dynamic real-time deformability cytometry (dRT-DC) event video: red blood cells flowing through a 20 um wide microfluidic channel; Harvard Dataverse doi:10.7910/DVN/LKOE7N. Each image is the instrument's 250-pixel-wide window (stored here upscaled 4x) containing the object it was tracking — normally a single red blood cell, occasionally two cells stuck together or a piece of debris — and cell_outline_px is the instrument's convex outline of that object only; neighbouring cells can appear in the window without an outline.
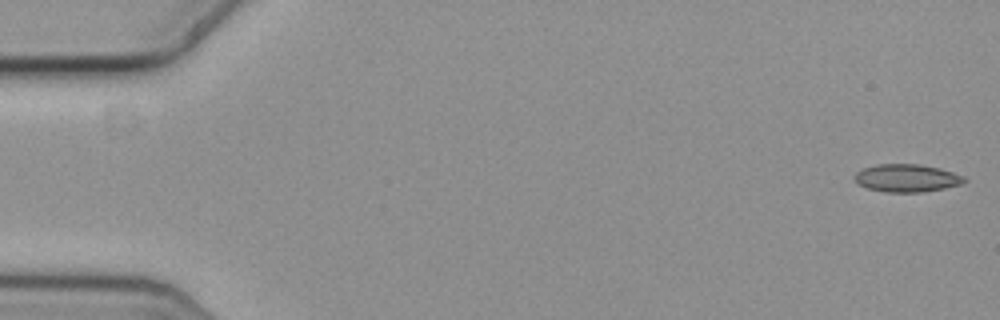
{"species": "common noctule bat (a hibernating species)", "species_latin": "Nyctalus noctula", "temperature_condition": "cold", "stored_images_in_passage": 57, "camera_frame_rate_fps": 3000, "um_per_image_px": 0.085, "animal": {"sex": "female", "body_mass_g": 19.3, "forearm_length_mm": 54.1}, "frame": {"image": 1, "passage_image": 1, "time_ms": 0.0, "image_size_px": [1000, 320], "cell_outline_px": [[968, 180], [960, 184], [944, 188], [920, 192], [888, 192], [868, 188], [860, 184], [856, 180], [856, 172], [864, 168], [876, 164], [916, 164], [940, 168], [964, 176]], "centroid_in_image_um": [77.11, 15.13], "position_along_channel_um": 7.9, "area_um2": 17.46}}
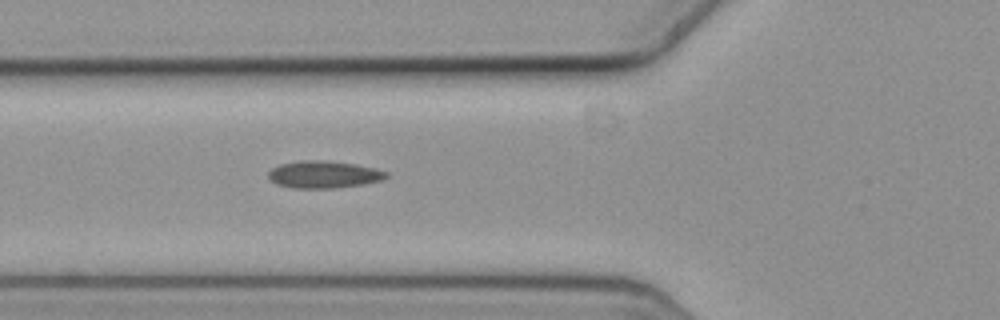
{"frame": {"image": 2, "passage_image": 21, "time_ms": 6.667, "image_size_px": [1000, 320], "cell_outline_px": [[388, 176], [384, 180], [364, 184], [332, 188], [292, 188], [276, 184], [268, 176], [268, 172], [272, 168], [280, 164], [300, 160], [328, 160], [356, 164], [376, 168], [388, 172]], "centroid_in_image_um": [27.55, 14.82], "position_along_channel_um": 98.3, "area_um2": 18.9}}
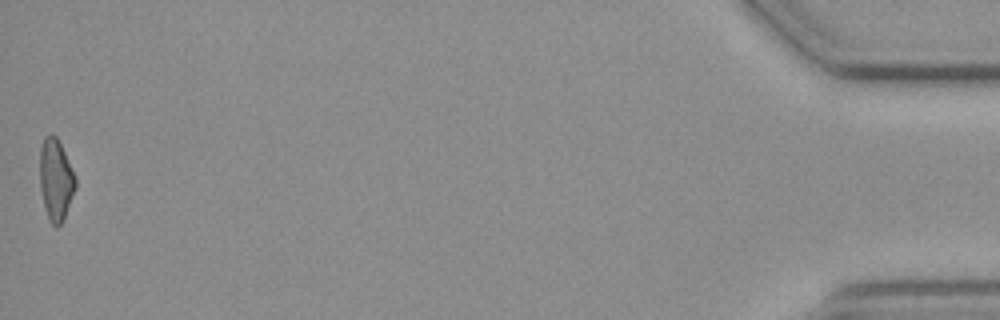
{"frame": {"image": 3, "passage_image": 57, "time_ms": 18.667, "image_size_px": [1000, 320], "cell_outline_px": [[76, 188], [64, 220], [56, 228], [48, 220], [44, 208], [40, 188], [40, 148], [44, 136], [52, 132], [56, 136], [76, 176]], "centroid_in_image_um": [4.74, 15.29], "position_along_channel_um": 430.5, "area_um2": 17.22}, "authors_computed_cell_mechanics": {"area_um2": 17.7446, "velocity_mm_per_s": 3.6281, "shape_relaxation_time_tau1_ms": null, "shape_relaxation_time_tau2_ms": 8.3078, "deformation_change_tau1": null, "deformation_change_tau2": 0.1786}}